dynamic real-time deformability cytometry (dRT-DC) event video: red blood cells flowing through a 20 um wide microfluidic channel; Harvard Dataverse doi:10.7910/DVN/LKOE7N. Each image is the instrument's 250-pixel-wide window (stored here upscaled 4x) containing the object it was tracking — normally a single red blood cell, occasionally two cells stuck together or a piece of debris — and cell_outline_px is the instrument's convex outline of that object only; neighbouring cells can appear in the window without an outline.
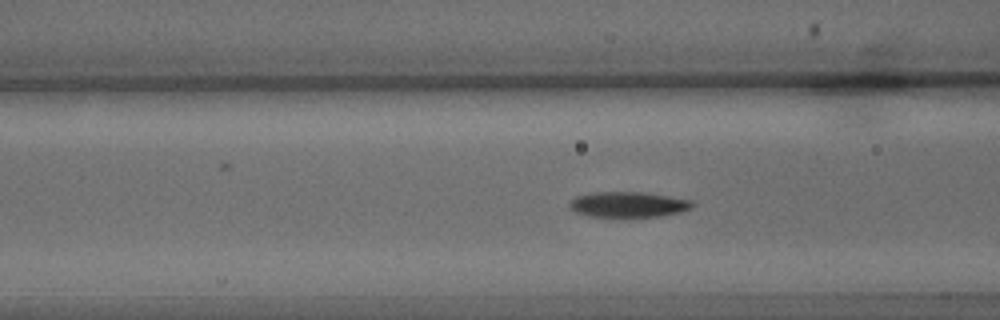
{"species": "common noctule bat (a hibernating species)", "species_latin": "Nyctalus noctula", "temperature_condition": "warm", "stored_images_in_passage": 56, "camera_frame_rate_fps": 3000, "um_per_image_px": 0.085, "animal": {"sex": "male", "body_mass_g": 15.6}, "frame": {"image": 1, "passage_image": 18, "time_ms": 5.667, "image_size_px": [1000, 320], "cell_outline_px": [[696, 204], [692, 208], [680, 212], [660, 216], [588, 216], [576, 212], [568, 208], [568, 204], [576, 196], [592, 192], [644, 192], [692, 200]], "centroid_in_image_um": [53.4, 17.37], "position_along_channel_um": 113.2, "area_um2": 18.21}}
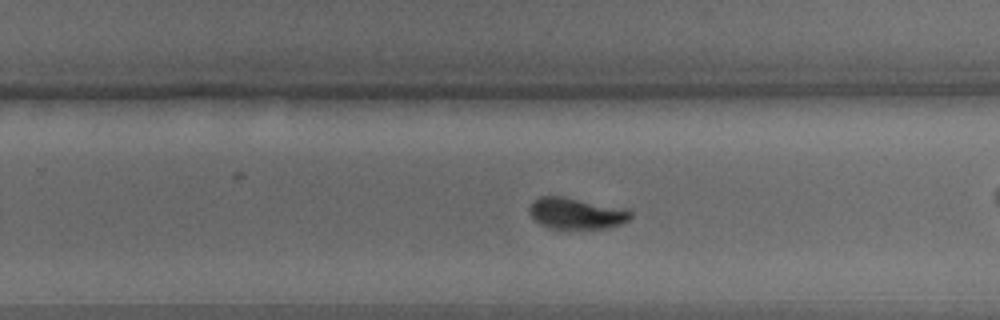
{"frame": {"image": 2, "passage_image": 33, "time_ms": 10.667, "image_size_px": [1000, 320], "cell_outline_px": [[632, 216], [624, 224], [608, 228], [548, 228], [540, 224], [528, 212], [528, 208], [532, 200], [540, 196], [564, 196], [632, 212]], "centroid_in_image_um": [48.9, 18.15], "position_along_channel_um": 280.9, "area_um2": 18.09}}
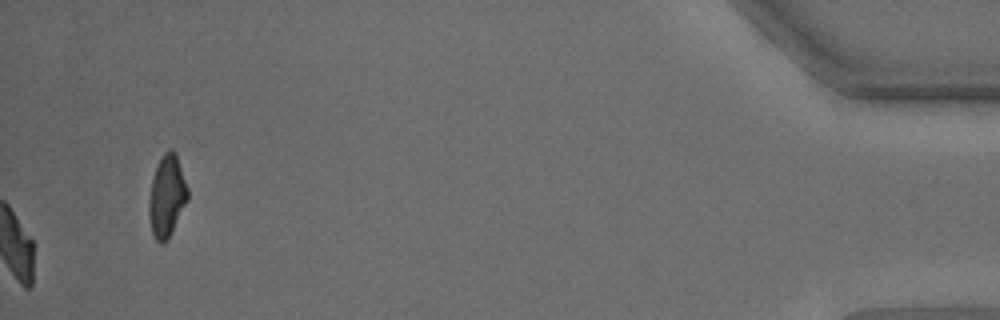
{"frame": {"image": 3, "passage_image": 56, "time_ms": 18.333, "image_size_px": [1000, 320], "cell_outline_px": [[188, 200], [164, 244], [160, 244], [156, 240], [152, 232], [148, 216], [148, 204], [152, 180], [156, 168], [164, 152], [176, 152], [188, 188]], "centroid_in_image_um": [14.18, 16.69], "position_along_channel_um": 421.0, "area_um2": 18.09}, "authors_computed_cell_mechanics": {"area_um2": 18.5538, "velocity_mm_per_s": 3.3567, "shape_relaxation_time_tau1_ms": 2.5516, "shape_relaxation_time_tau2_ms": 1.627, "deformation_change_tau1": 0.1536, "deformation_change_tau2": 0.0611}}